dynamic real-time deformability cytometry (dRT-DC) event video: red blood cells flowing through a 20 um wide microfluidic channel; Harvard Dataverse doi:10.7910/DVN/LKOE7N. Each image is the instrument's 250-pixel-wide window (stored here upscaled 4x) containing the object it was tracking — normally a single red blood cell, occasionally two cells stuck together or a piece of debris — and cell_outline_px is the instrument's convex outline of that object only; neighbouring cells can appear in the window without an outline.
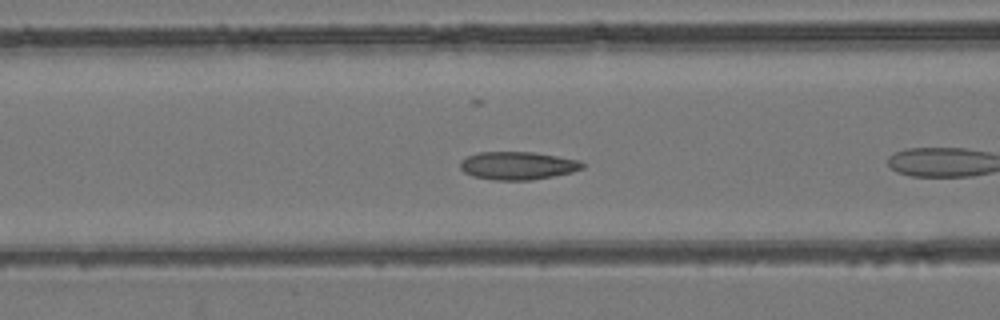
{"species": "common noctule bat (a hibernating species)", "species_latin": "Nyctalus noctula", "temperature_condition": "room temperature", "stored_images_in_passage": 38, "camera_frame_rate_fps": 3000, "um_per_image_px": 0.085, "animal": {"sex": "female", "body_mass_g": 24.6, "forearm_length_mm": 56.2}, "frame": {"image": 1, "passage_image": 6, "time_ms": 1.667, "image_size_px": [1000, 320], "cell_outline_px": [[584, 168], [572, 172], [532, 180], [492, 180], [472, 176], [464, 172], [460, 168], [460, 160], [468, 156], [480, 152], [532, 152], [580, 160], [584, 164]], "centroid_in_image_um": [43.99, 14.08], "position_along_channel_um": 122.6, "area_um2": 19.94}}
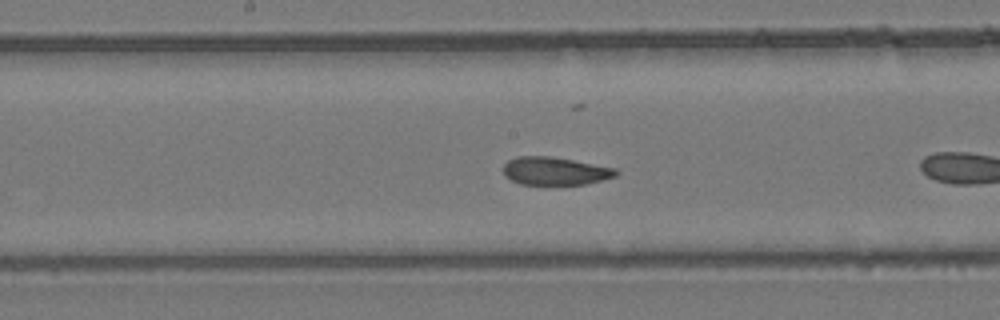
{"frame": {"image": 2, "passage_image": 12, "time_ms": 3.667, "image_size_px": [1000, 320], "cell_outline_px": [[620, 172], [616, 176], [584, 184], [520, 184], [504, 176], [504, 164], [508, 160], [516, 156], [552, 156], [616, 168]], "centroid_in_image_um": [47.17, 14.52], "position_along_channel_um": 201.0, "area_um2": 18.32}, "authors_computed_cell_mechanics": {"area_um2": 19.1029, "velocity_mm_per_s": 3.9113, "shape_relaxation_time_tau1_ms": 7.8901, "shape_relaxation_time_tau2_ms": 0.8673, "deformation_change_tau1": 0.1482, "deformation_change_tau2": 0.0526}}